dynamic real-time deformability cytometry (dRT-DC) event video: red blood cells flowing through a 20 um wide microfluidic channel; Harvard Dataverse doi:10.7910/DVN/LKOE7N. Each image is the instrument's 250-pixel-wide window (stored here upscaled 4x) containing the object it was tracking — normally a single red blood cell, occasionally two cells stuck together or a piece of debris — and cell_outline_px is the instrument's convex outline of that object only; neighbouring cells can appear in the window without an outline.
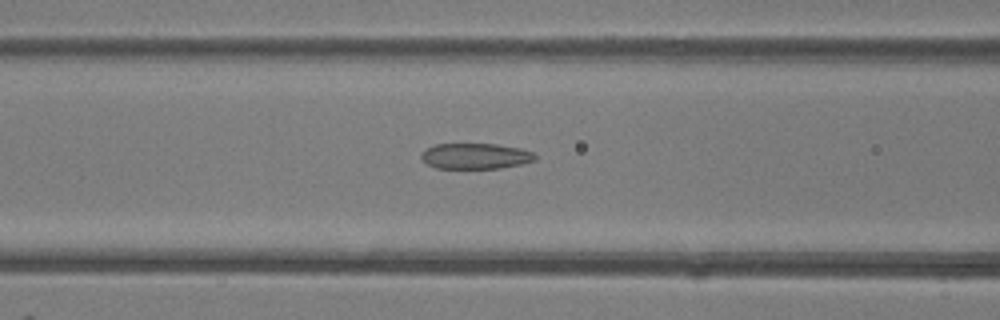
{"species": "common noctule bat (a hibernating species)", "species_latin": "Nyctalus noctula", "temperature_condition": "room temperature", "stored_images_in_passage": 49, "camera_frame_rate_fps": 3000, "um_per_image_px": 0.085, "animal": {"sex": "female"}, "frame": {"image": 1, "passage_image": 20, "time_ms": 6.333, "image_size_px": [1000, 320], "cell_outline_px": [[536, 160], [520, 164], [500, 168], [436, 168], [428, 164], [420, 156], [428, 148], [436, 144], [496, 144], [520, 148], [532, 152], [536, 156]], "centroid_in_image_um": [40.44, 13.27], "position_along_channel_um": 126.2, "area_um2": 16.82}}
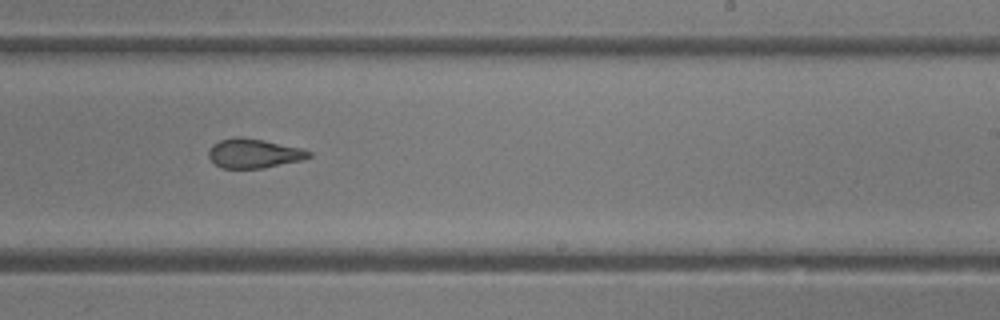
{"frame": {"image": 2, "passage_image": 30, "time_ms": 9.667, "image_size_px": [1000, 320], "cell_outline_px": [[312, 156], [304, 160], [264, 168], [220, 168], [208, 156], [208, 152], [212, 144], [220, 140], [236, 136], [240, 136], [264, 140], [300, 148], [312, 152]], "centroid_in_image_um": [21.59, 13.04], "position_along_channel_um": 267.4, "area_um2": 17.22}}
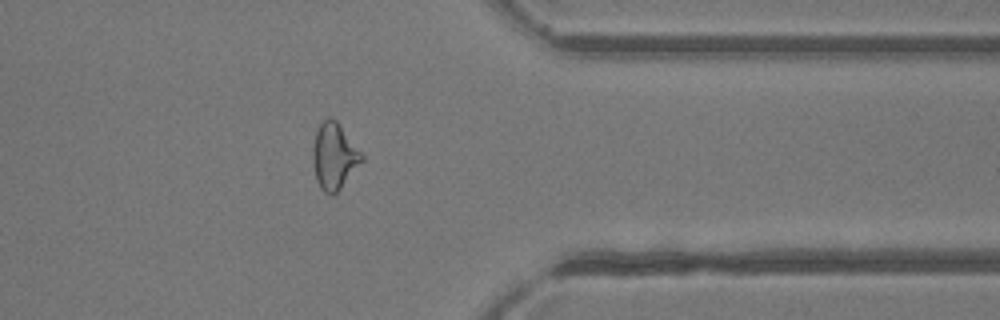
{"frame": {"image": 3, "passage_image": 39, "time_ms": 12.667, "image_size_px": [1000, 320], "cell_outline_px": [[364, 160], [340, 188], [332, 196], [328, 196], [320, 188], [316, 180], [312, 160], [312, 148], [316, 132], [320, 124], [328, 116], [336, 120], [364, 156]], "centroid_in_image_um": [28.38, 13.3], "position_along_channel_um": 383.0, "area_um2": 18.84}, "authors_computed_cell_mechanics": {"area_um2": 19.2474, "velocity_mm_per_s": 4.2294, "shape_relaxation_time_tau1_ms": null, "shape_relaxation_time_tau2_ms": 0.7979, "deformation_change_tau1": null, "deformation_change_tau2": 0.0779}}